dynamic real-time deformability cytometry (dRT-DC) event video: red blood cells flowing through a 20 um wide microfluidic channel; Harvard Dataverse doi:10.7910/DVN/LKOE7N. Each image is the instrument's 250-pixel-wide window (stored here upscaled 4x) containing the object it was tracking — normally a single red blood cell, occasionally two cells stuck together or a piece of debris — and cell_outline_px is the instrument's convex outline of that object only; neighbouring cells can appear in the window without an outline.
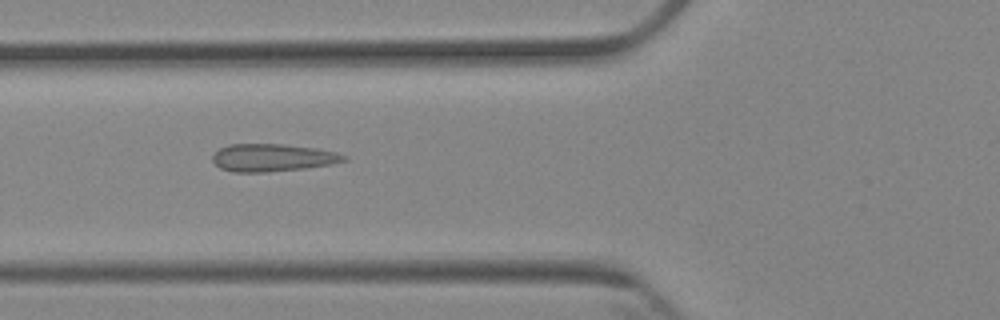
{"species": "Egyptian fruit bat (a non-hibernating species)", "species_latin": "Rousettus aegyptiacus", "temperature_condition": "cold", "stored_images_in_passage": 4, "camera_frame_rate_fps": 3000, "um_per_image_px": 0.085, "animal": {"sex": "female"}, "frame": {"image": 1, "passage_image": 2, "time_ms": 1.0, "image_size_px": [1000, 320], "cell_outline_px": [[348, 160], [332, 164], [304, 168], [268, 172], [232, 172], [220, 168], [212, 160], [212, 156], [220, 148], [228, 144], [284, 144], [316, 148], [336, 152], [348, 156]], "centroid_in_image_um": [23.18, 13.4], "position_along_channel_um": 102.6, "area_um2": 21.21}}
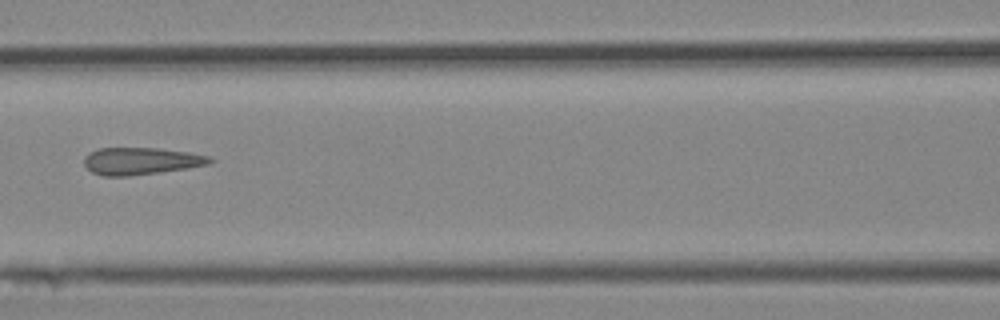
{"frame": {"image": 2, "passage_image": 3, "time_ms": 2.333, "image_size_px": [1000, 320], "cell_outline_px": [[216, 160], [212, 164], [188, 168], [128, 176], [104, 176], [92, 172], [84, 164], [84, 156], [100, 148], [160, 148], [188, 152], [212, 156]], "centroid_in_image_um": [12.06, 13.68], "position_along_channel_um": 154.5, "area_um2": 20.0}}
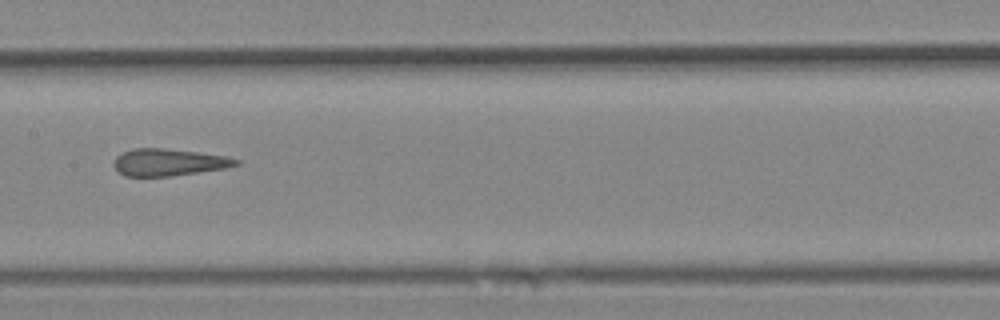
{"frame": {"image": 3, "passage_image": 4, "time_ms": 3.333, "image_size_px": [1000, 320], "cell_outline_px": [[240, 164], [224, 168], [172, 176], [124, 176], [112, 164], [116, 156], [132, 148], [164, 148], [228, 156], [240, 160]], "centroid_in_image_um": [14.34, 13.79], "position_along_channel_um": 193.1, "area_um2": 19.19}}